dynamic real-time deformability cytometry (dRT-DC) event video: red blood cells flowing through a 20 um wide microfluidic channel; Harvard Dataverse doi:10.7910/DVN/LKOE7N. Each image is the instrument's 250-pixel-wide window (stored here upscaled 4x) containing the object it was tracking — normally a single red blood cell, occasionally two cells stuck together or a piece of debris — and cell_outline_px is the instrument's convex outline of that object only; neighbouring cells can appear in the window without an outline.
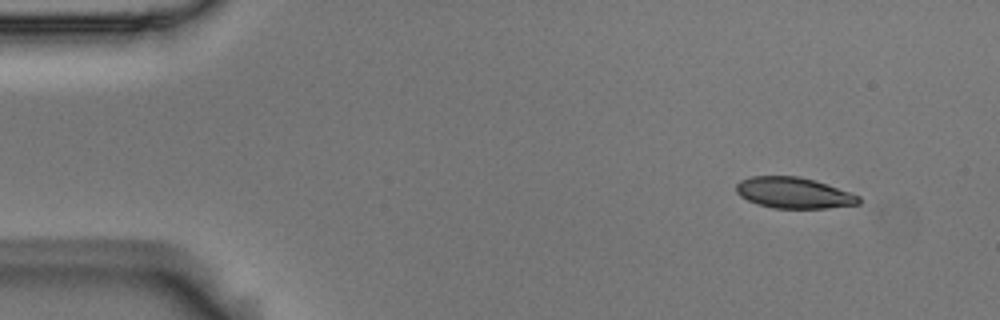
{"species": "Egyptian fruit bat (a non-hibernating species)", "species_latin": "Rousettus aegyptiacus", "temperature_condition": "room temperature", "stored_images_in_passage": 50, "camera_frame_rate_fps": 3000, "um_per_image_px": 0.085, "animal": {"sex": "male"}, "frame": {"image": 1, "passage_image": 1, "time_ms": 0.0, "image_size_px": [1000, 320], "cell_outline_px": [[860, 204], [828, 208], [772, 208], [756, 204], [740, 196], [736, 192], [736, 184], [740, 180], [752, 176], [800, 176], [816, 180], [860, 196]], "centroid_in_image_um": [67.46, 16.39], "position_along_channel_um": 17.5, "area_um2": 22.25}}
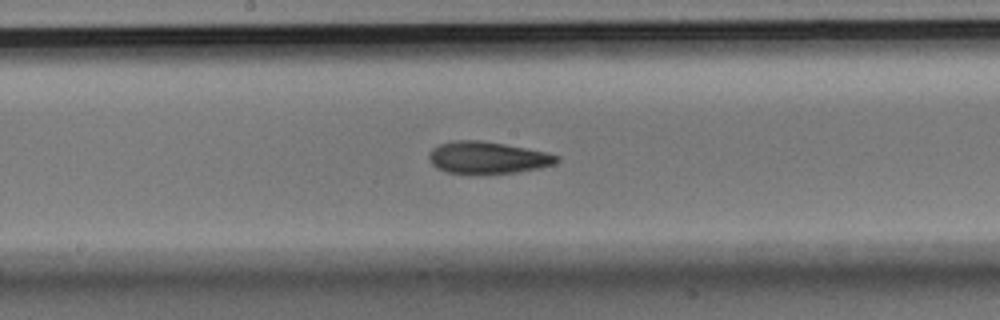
{"frame": {"image": 2, "passage_image": 24, "time_ms": 7.667, "image_size_px": [1000, 320], "cell_outline_px": [[560, 160], [556, 164], [540, 168], [516, 172], [472, 176], [444, 172], [436, 168], [432, 164], [428, 156], [432, 148], [440, 144], [456, 140], [480, 140], [504, 144], [544, 152], [560, 156]], "centroid_in_image_um": [41.41, 13.44], "position_along_channel_um": 206.8, "area_um2": 24.39}}
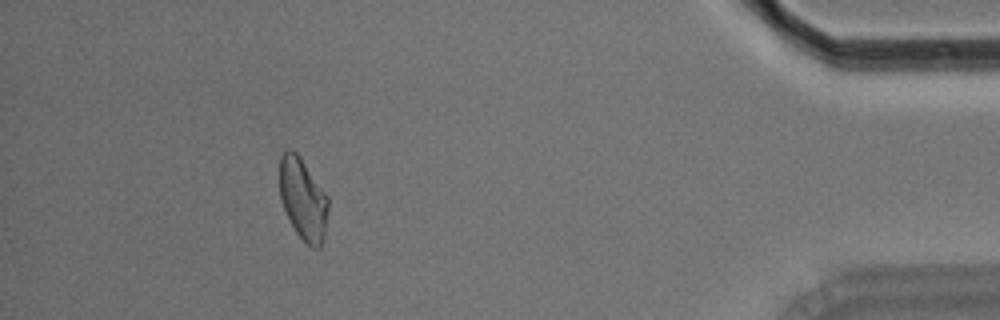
{"frame": {"image": 3, "passage_image": 45, "time_ms": 14.667, "image_size_px": [1000, 320], "cell_outline_px": [[328, 208], [324, 240], [320, 248], [312, 248], [296, 232], [284, 208], [280, 196], [280, 156], [288, 148], [296, 152], [300, 156], [328, 196]], "centroid_in_image_um": [25.77, 16.91], "position_along_channel_um": 409.4, "area_um2": 23.0}, "authors_computed_cell_mechanics": {"area_um2": 23.6402, "velocity_mm_per_s": 3.6833, "shape_relaxation_time_tau1_ms": 5.0036, "shape_relaxation_time_tau2_ms": 2.7488, "deformation_change_tau1": 0.136, "deformation_change_tau2": 0.0841}}